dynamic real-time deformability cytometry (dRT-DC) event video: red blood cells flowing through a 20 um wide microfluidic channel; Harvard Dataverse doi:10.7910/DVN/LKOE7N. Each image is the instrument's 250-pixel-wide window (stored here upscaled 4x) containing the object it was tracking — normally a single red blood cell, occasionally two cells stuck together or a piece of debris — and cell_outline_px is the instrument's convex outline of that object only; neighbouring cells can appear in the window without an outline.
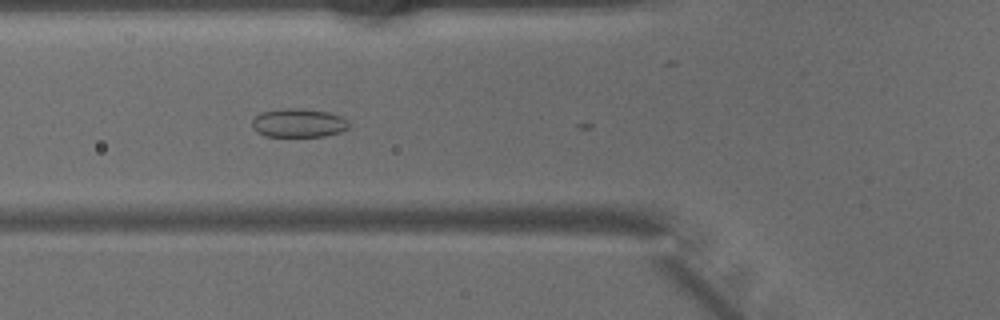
{"species": "common noctule bat (a hibernating species)", "species_latin": "Nyctalus noctula", "temperature_condition": "warm", "stored_images_in_passage": 11, "camera_frame_rate_fps": 3000, "um_per_image_px": 0.085, "animal": {"sex": "male", "body_mass_g": 15.6}, "frame": {"image": 1, "passage_image": 10, "time_ms": 3.0, "image_size_px": [1000, 320], "cell_outline_px": [[348, 128], [340, 132], [324, 136], [264, 136], [256, 132], [252, 128], [252, 120], [260, 112], [284, 108], [300, 108], [328, 112], [340, 116], [348, 120]], "centroid_in_image_um": [25.34, 10.45], "position_along_channel_um": 100.5, "area_um2": 16.24}}